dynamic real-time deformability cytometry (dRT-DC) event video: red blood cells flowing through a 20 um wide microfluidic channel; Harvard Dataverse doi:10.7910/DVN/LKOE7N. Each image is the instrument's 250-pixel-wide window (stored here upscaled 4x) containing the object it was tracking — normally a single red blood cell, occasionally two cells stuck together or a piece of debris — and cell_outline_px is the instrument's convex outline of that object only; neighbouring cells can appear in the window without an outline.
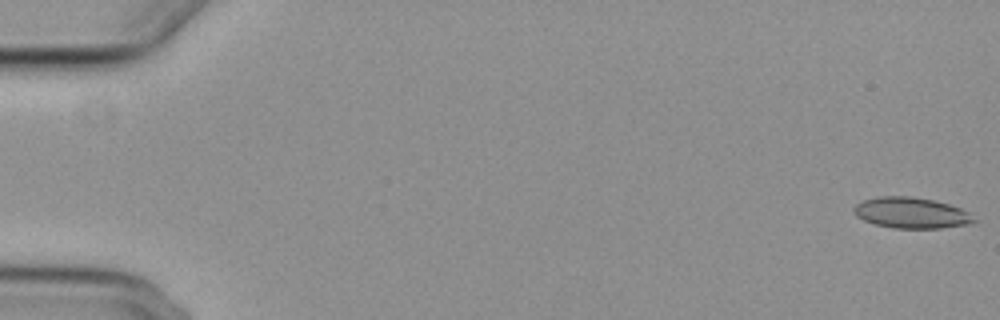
{"species": "common noctule bat (a hibernating species)", "species_latin": "Nyctalus noctula", "temperature_condition": "cold", "stored_images_in_passage": 5, "camera_frame_rate_fps": 3000, "um_per_image_px": 0.085, "animal": {"sex": "female", "body_mass_g": 29.2, "forearm_length_mm": 56.3}, "frame": {"image": 1, "passage_image": 1, "time_ms": 0.0, "image_size_px": [1000, 320], "cell_outline_px": [[976, 220], [968, 224], [940, 228], [892, 228], [876, 224], [864, 220], [856, 216], [852, 208], [856, 204], [864, 200], [880, 196], [912, 196], [932, 200], [948, 204], [960, 208], [968, 212]], "centroid_in_image_um": [77.43, 18.09], "position_along_channel_um": 7.6, "area_um2": 21.44}}
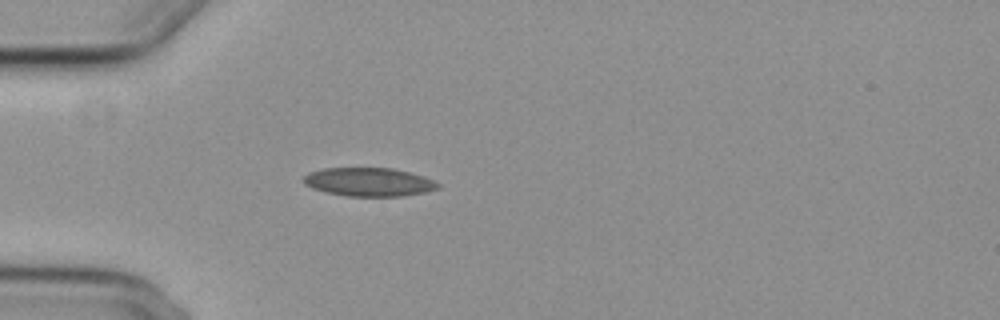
{"frame": {"image": 2, "passage_image": 5, "time_ms": 5.333, "image_size_px": [1000, 320], "cell_outline_px": [[440, 188], [424, 192], [404, 196], [348, 196], [328, 192], [312, 188], [304, 184], [304, 176], [308, 172], [324, 168], [392, 168], [424, 176], [440, 184]], "centroid_in_image_um": [31.36, 15.46], "position_along_channel_um": 53.6, "area_um2": 22.25}}